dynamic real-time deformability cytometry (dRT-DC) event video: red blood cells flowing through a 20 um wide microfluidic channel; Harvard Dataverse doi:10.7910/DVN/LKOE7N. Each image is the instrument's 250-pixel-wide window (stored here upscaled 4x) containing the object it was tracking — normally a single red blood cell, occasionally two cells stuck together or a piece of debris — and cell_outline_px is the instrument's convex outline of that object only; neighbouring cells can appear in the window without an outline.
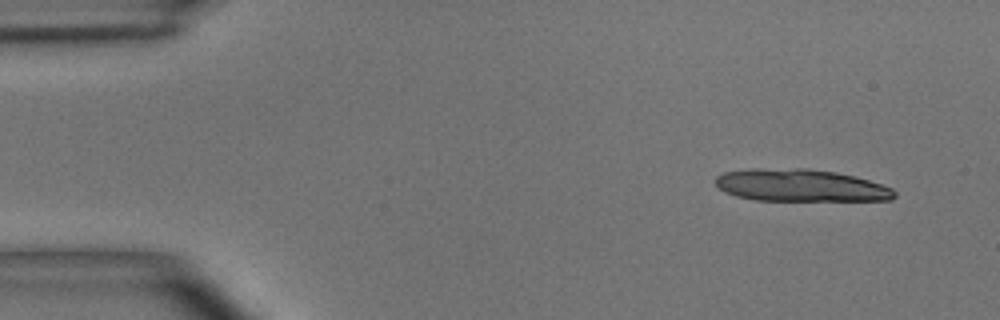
{"species": "common noctule bat (a hibernating species)", "species_latin": "Nyctalus noctula", "temperature_condition": "room temperature", "stored_images_in_passage": 5, "segment_of_instrument_passage": [2, 2], "camera_frame_rate_fps": 3000, "um_per_image_px": 0.085, "animal": {"sex": "male", "body_mass_g": 15.6}, "frame": {"image": 1, "passage_image": 5, "time_ms": 5.667, "image_size_px": [1000, 320], "cell_outline_px": [[896, 196], [892, 200], [756, 200], [736, 196], [724, 192], [716, 184], [716, 176], [724, 172], [752, 168], [804, 168], [836, 172], [856, 176], [892, 188], [896, 192]], "centroid_in_image_um": [68.04, 15.75], "position_along_channel_um": 17.0, "area_um2": 33.7}}